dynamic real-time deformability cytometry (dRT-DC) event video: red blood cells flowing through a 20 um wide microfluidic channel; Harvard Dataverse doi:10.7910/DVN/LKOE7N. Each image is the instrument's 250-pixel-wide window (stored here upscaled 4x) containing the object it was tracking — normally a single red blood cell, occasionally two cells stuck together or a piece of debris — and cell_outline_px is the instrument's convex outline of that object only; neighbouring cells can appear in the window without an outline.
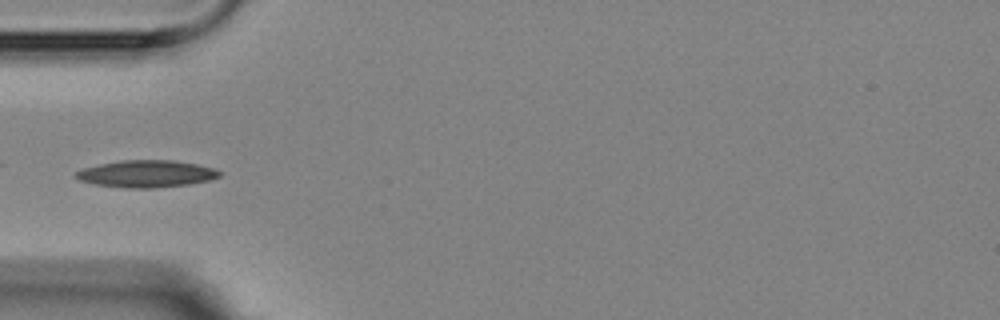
{"species": "Egyptian fruit bat (a non-hibernating species)", "species_latin": "Rousettus aegyptiacus", "temperature_condition": "room temperature", "stored_images_in_passage": 5, "camera_frame_rate_fps": 3000, "um_per_image_px": 0.085, "animal": {"sex": "female"}, "frame": {"image": 1, "passage_image": 5, "time_ms": 4.667, "image_size_px": [1000, 320], "cell_outline_px": [[220, 176], [208, 180], [188, 184], [156, 188], [124, 188], [96, 184], [80, 180], [72, 176], [76, 172], [84, 168], [100, 164], [120, 160], [172, 160], [196, 164], [212, 168], [220, 172]], "centroid_in_image_um": [12.41, 14.77], "position_along_channel_um": 72.6, "area_um2": 22.48}}